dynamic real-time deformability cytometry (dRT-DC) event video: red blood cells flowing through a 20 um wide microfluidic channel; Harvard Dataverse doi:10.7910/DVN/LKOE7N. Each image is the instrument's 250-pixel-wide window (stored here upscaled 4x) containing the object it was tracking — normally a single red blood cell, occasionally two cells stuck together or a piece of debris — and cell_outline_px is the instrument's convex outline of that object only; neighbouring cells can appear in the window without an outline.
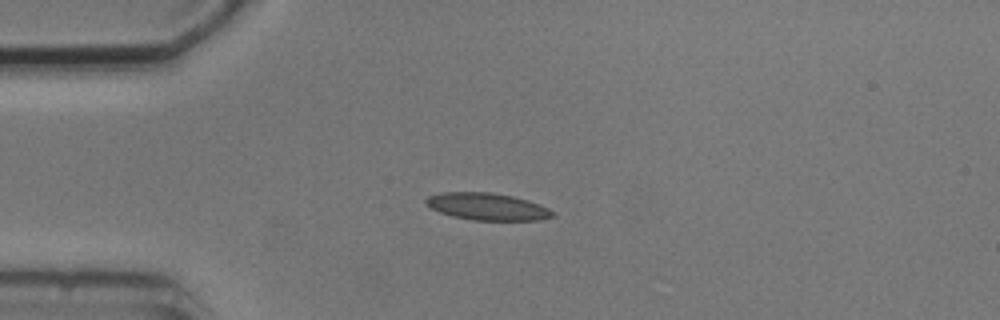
{"species": "common noctule bat (a hibernating species)", "species_latin": "Nyctalus noctula", "temperature_condition": "cold", "stored_images_in_passage": 5, "camera_frame_rate_fps": 3000, "um_per_image_px": 0.085, "animal": {"sex": "male", "body_mass_g": 20.5, "forearm_length_mm": 52.5}, "frame": {"image": 1, "passage_image": 1, "time_ms": 0.0, "image_size_px": [1000, 320], "cell_outline_px": [[556, 216], [540, 220], [472, 220], [452, 216], [440, 212], [424, 204], [424, 200], [428, 196], [440, 192], [488, 192], [512, 196], [528, 200], [540, 204], [556, 212]], "centroid_in_image_um": [41.43, 17.56], "position_along_channel_um": 43.6, "area_um2": 20.17}}
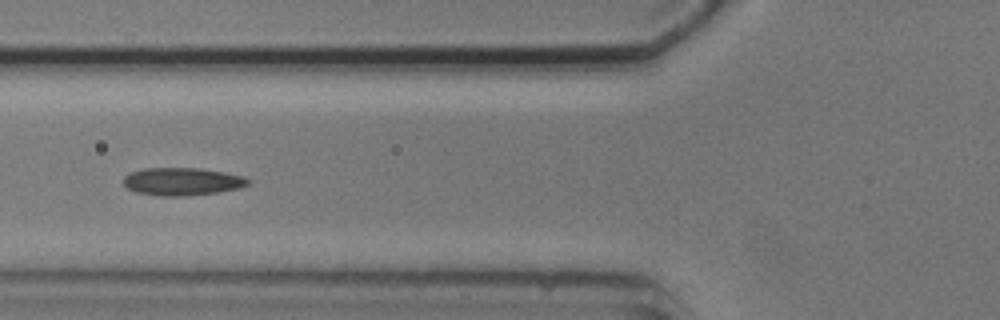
{"frame": {"image": 2, "passage_image": 3, "time_ms": 2.333, "image_size_px": [1000, 320], "cell_outline_px": [[248, 184], [240, 188], [216, 192], [188, 196], [160, 196], [136, 192], [128, 188], [124, 184], [124, 176], [128, 172], [144, 168], [200, 168], [224, 172], [244, 176], [248, 180]], "centroid_in_image_um": [15.46, 15.42], "position_along_channel_um": 110.3, "area_um2": 20.17}}
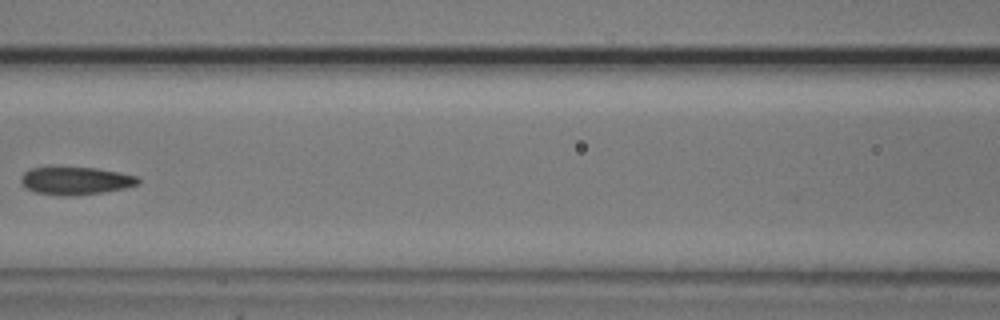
{"frame": {"image": 3, "passage_image": 4, "time_ms": 3.667, "image_size_px": [1000, 320], "cell_outline_px": [[140, 184], [124, 188], [104, 192], [64, 196], [36, 192], [28, 188], [20, 180], [20, 176], [24, 172], [32, 168], [52, 164], [96, 168], [120, 172], [136, 176], [140, 180]], "centroid_in_image_um": [6.4, 15.31], "position_along_channel_um": 160.2, "area_um2": 19.54}}